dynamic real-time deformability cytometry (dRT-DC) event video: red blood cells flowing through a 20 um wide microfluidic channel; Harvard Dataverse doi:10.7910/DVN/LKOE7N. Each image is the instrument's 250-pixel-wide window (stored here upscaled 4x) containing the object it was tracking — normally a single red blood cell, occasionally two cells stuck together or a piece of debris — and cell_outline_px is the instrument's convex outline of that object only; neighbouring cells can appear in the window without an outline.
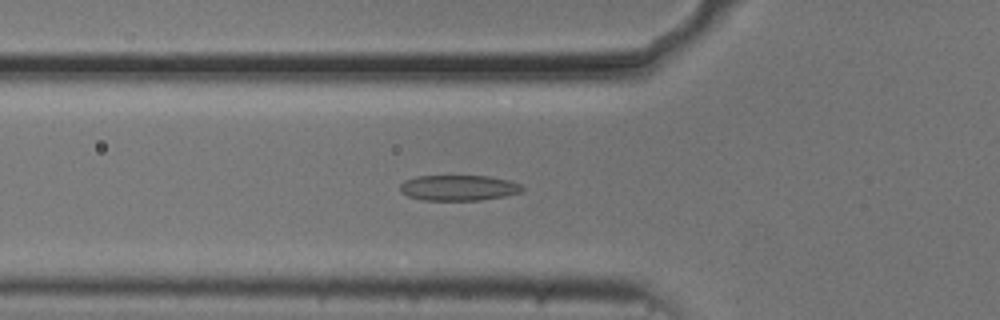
{"species": "common noctule bat (a hibernating species)", "species_latin": "Nyctalus noctula", "temperature_condition": "cold", "stored_images_in_passage": 54, "camera_frame_rate_fps": 3000, "um_per_image_px": 0.085, "animal": {"sex": "male", "body_mass_g": 20.5, "forearm_length_mm": 52.5}, "frame": {"image": 1, "passage_image": 19, "time_ms": 6.0, "image_size_px": [1000, 320], "cell_outline_px": [[524, 188], [520, 192], [504, 196], [480, 200], [424, 200], [408, 196], [400, 192], [400, 184], [404, 180], [416, 176], [488, 176], [508, 180], [520, 184]], "centroid_in_image_um": [38.95, 15.96], "position_along_channel_um": 86.9, "area_um2": 18.15}}
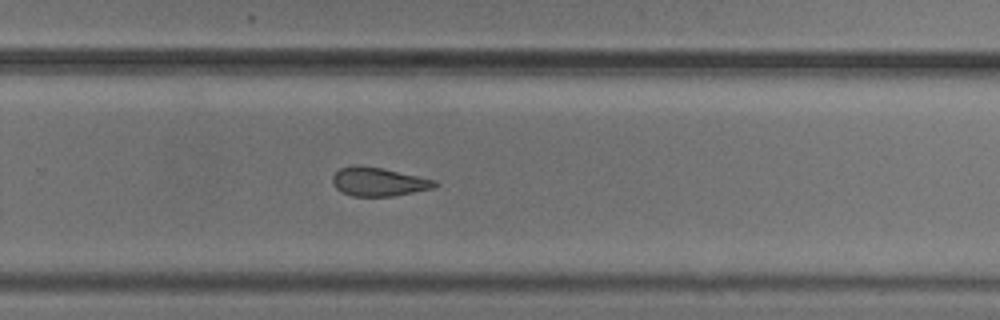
{"frame": {"image": 2, "passage_image": 36, "time_ms": 11.667, "image_size_px": [1000, 320], "cell_outline_px": [[440, 184], [436, 188], [392, 196], [352, 196], [340, 192], [332, 184], [332, 176], [340, 168], [380, 168], [436, 180]], "centroid_in_image_um": [32.22, 15.5], "position_along_channel_um": 297.6, "area_um2": 16.59}}
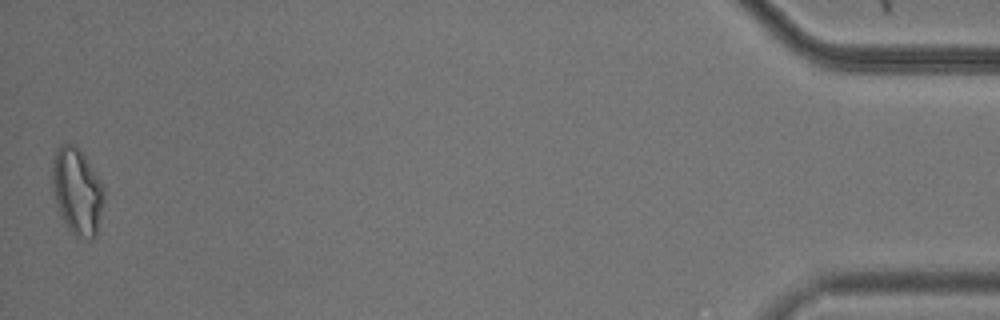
{"frame": {"image": 3, "passage_image": 54, "time_ms": 17.667, "image_size_px": [1000, 320], "cell_outline_px": [[104, 200], [96, 236], [92, 240], [88, 240], [76, 236], [68, 228], [60, 212], [52, 188], [52, 160], [56, 148], [60, 144], [76, 144], [92, 168], [104, 188]], "centroid_in_image_um": [6.55, 16.25], "position_along_channel_um": 428.6, "area_um2": 25.95}, "authors_computed_cell_mechanics": {"area_um2": 18.7272, "velocity_mm_per_s": 3.7136, "shape_relaxation_time_tau1_ms": 6.1123, "shape_relaxation_time_tau2_ms": 3.2033, "deformation_change_tau1": 0.1359, "deformation_change_tau2": 0.1075}}